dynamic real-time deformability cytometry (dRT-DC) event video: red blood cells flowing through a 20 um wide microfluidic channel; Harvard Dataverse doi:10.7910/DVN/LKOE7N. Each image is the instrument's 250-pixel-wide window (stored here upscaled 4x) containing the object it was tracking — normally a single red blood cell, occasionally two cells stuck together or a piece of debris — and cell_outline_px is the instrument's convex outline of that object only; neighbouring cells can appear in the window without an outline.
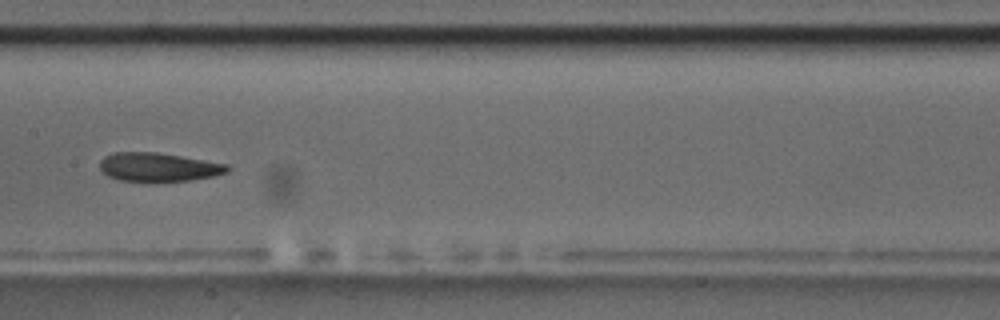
{"species": "common noctule bat (a hibernating species)", "species_latin": "Nyctalus noctula", "temperature_condition": "room temperature", "stored_images_in_passage": 9, "camera_frame_rate_fps": 3000, "um_per_image_px": 0.085, "animal": {"sex": "male", "body_mass_g": 17.5, "forearm_length_mm": 52.3}, "frame": {"image": 1, "passage_image": 8, "time_ms": 8.0, "image_size_px": [1000, 320], "cell_outline_px": [[232, 168], [228, 172], [216, 176], [192, 180], [152, 184], [120, 180], [108, 176], [100, 168], [100, 160], [104, 156], [112, 152], [156, 152], [228, 164]], "centroid_in_image_um": [13.49, 14.24], "position_along_channel_um": 193.9, "area_um2": 22.14}}
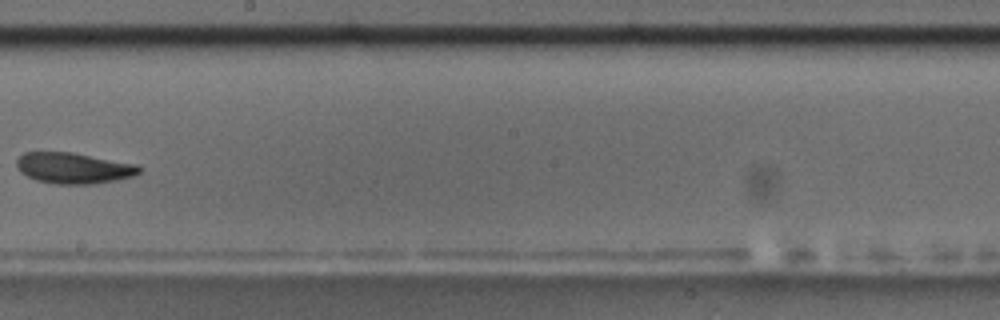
{"frame": {"image": 2, "passage_image": 9, "time_ms": 9.333, "image_size_px": [1000, 320], "cell_outline_px": [[144, 168], [140, 172], [132, 176], [116, 180], [92, 184], [56, 184], [36, 180], [20, 172], [16, 168], [16, 160], [24, 152], [72, 152], [140, 164]], "centroid_in_image_um": [6.29, 14.28], "position_along_channel_um": 241.9, "area_um2": 22.37}}